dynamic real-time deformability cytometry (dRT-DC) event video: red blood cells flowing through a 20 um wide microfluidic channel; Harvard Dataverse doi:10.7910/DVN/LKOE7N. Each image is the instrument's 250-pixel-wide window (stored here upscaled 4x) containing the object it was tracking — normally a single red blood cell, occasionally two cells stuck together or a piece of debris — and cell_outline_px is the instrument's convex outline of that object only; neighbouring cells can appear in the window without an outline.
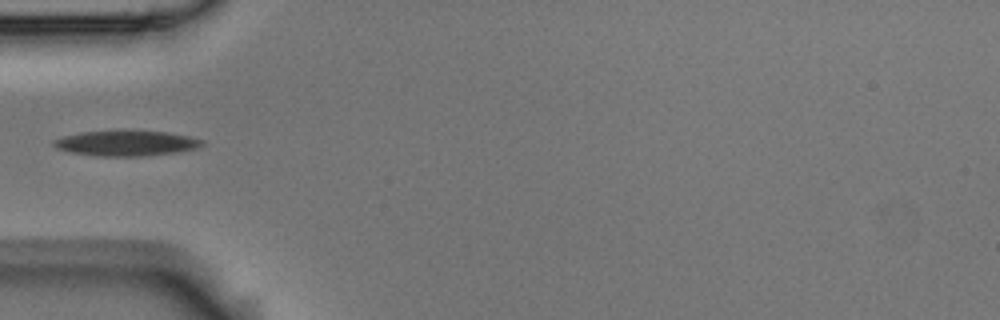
{"species": "Egyptian fruit bat (a non-hibernating species)", "species_latin": "Rousettus aegyptiacus", "temperature_condition": "room temperature", "stored_images_in_passage": 1, "camera_frame_rate_fps": 3000, "um_per_image_px": 0.085, "animal": {"sex": "male"}, "frame": {"image": 1, "passage_image": 1, "time_ms": 0.0, "image_size_px": [1000, 320], "cell_outline_px": [[204, 144], [196, 148], [176, 152], [144, 156], [96, 156], [68, 152], [56, 148], [52, 144], [52, 140], [64, 136], [80, 132], [168, 132], [192, 136], [204, 140]], "centroid_in_image_um": [10.72, 12.19], "position_along_channel_um": 74.3, "area_um2": 21.62}}